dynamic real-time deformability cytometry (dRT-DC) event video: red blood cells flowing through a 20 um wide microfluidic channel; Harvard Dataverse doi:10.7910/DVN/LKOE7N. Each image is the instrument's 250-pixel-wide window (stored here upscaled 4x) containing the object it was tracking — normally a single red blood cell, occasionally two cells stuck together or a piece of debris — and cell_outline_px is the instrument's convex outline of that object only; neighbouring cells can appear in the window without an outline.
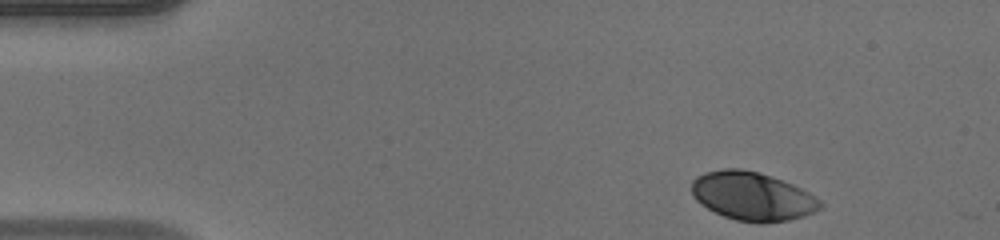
{"species": "human", "species_latin": "Homo sapiens", "temperature_condition": "warm", "stored_images_in_passage": 44, "camera_frame_rate_fps": 3000, "um_per_image_px": 0.085, "donor": {"sex": "male"}, "frame": {"image": 1, "passage_image": 1, "time_ms": 0.0, "image_size_px": [1000, 240], "cell_outline_px": [[824, 204], [820, 208], [804, 216], [788, 220], [764, 224], [756, 224], [736, 220], [724, 216], [700, 204], [692, 196], [692, 180], [696, 176], [704, 172], [724, 168], [740, 168], [760, 172], [772, 176], [792, 184], [808, 192], [820, 200]], "centroid_in_image_um": [63.93, 16.68], "position_along_channel_um": 21.1, "area_um2": 36.65}}
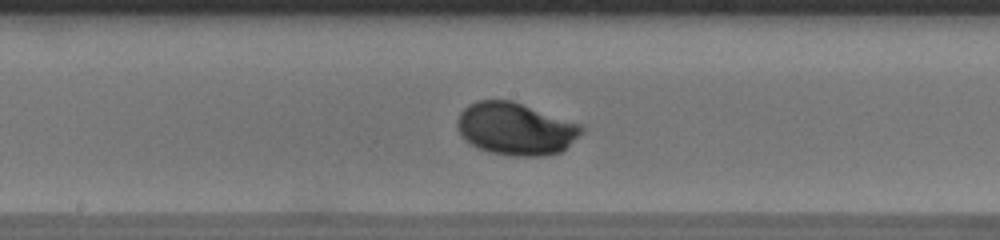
{"frame": {"image": 2, "passage_image": 21, "time_ms": 6.667, "image_size_px": [1000, 240], "cell_outline_px": [[584, 132], [560, 152], [544, 156], [512, 156], [488, 152], [472, 144], [456, 128], [456, 120], [460, 112], [468, 104], [476, 100], [512, 100], [584, 124]], "centroid_in_image_um": [43.86, 10.93], "position_along_channel_um": 204.3, "area_um2": 38.26}}
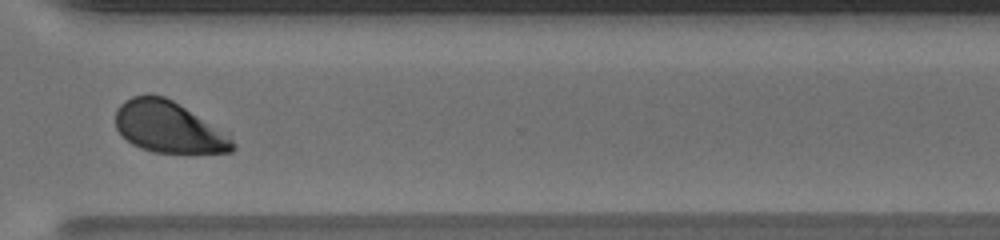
{"frame": {"image": 3, "passage_image": 32, "time_ms": 10.333, "image_size_px": [1000, 240], "cell_outline_px": [[236, 148], [232, 152], [152, 152], [140, 148], [132, 144], [116, 128], [116, 108], [124, 100], [132, 96], [164, 96], [172, 100], [228, 136], [236, 144]], "centroid_in_image_um": [14.27, 10.82], "position_along_channel_um": 356.3, "area_um2": 33.99}, "authors_computed_cell_mechanics": {"area_um2": 36.2984, "velocity_mm_per_s": 4.133, "shape_relaxation_time_tau1_ms": 2.4369, "shape_relaxation_time_tau2_ms": null, "deformation_change_tau1": 0.1626, "deformation_change_tau2": null}}